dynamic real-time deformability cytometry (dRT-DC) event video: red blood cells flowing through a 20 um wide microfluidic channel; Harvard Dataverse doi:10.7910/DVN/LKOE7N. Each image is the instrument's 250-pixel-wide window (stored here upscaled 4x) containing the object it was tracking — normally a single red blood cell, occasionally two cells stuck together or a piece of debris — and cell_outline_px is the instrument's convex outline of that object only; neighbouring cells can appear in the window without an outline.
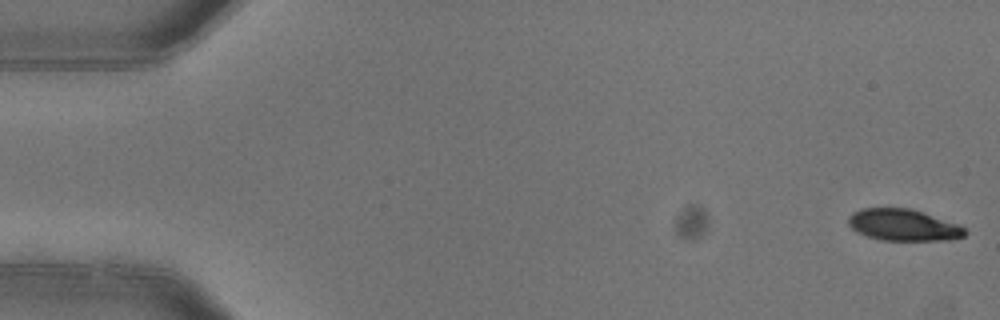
{"species": "common noctule bat (a hibernating species)", "species_latin": "Nyctalus noctula", "temperature_condition": "warm", "stored_images_in_passage": 4, "camera_frame_rate_fps": 3000, "um_per_image_px": 0.085, "animal": {"sex": "female"}, "frame": {"image": 1, "passage_image": 1, "time_ms": 0.0, "image_size_px": [1000, 320], "cell_outline_px": [[968, 232], [964, 236], [948, 240], [880, 240], [856, 232], [848, 224], [848, 216], [852, 212], [864, 208], [912, 208], [960, 224]], "centroid_in_image_um": [76.8, 19.12], "position_along_channel_um": 8.2, "area_um2": 21.68}}
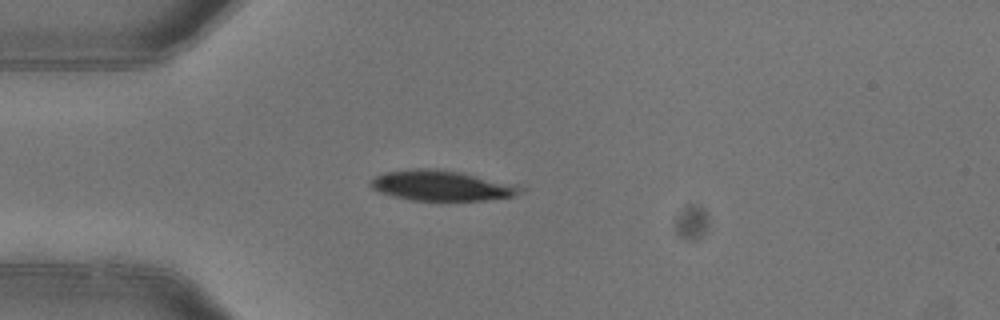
{"frame": {"image": 2, "passage_image": 4, "time_ms": 1.0, "image_size_px": [1000, 320], "cell_outline_px": [[524, 192], [512, 196], [484, 200], [412, 200], [392, 196], [380, 192], [372, 188], [368, 184], [368, 180], [384, 172], [412, 168], [436, 168], [460, 172], [516, 184], [524, 188]], "centroid_in_image_um": [37.5, 15.76], "position_along_channel_um": 47.5, "area_um2": 26.59}}